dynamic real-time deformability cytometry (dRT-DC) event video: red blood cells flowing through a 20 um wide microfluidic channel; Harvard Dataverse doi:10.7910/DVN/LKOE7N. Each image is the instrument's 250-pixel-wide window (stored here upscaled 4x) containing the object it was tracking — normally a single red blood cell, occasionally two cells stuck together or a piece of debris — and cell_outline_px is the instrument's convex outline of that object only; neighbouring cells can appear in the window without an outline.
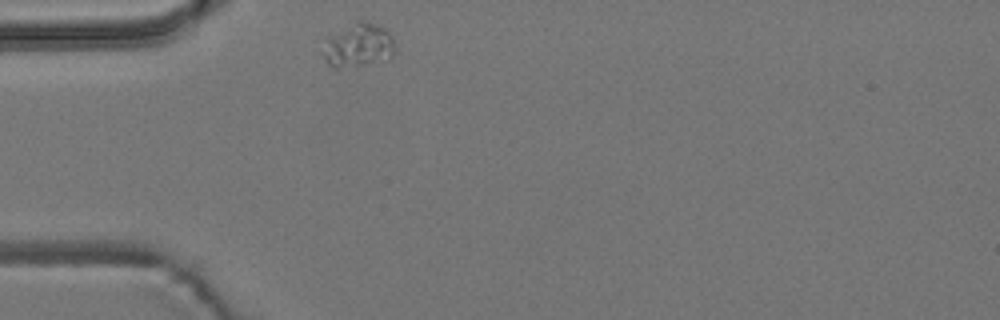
{"species": "common noctule bat (a hibernating species)", "species_latin": "Nyctalus noctula", "temperature_condition": "room temperature", "stored_images_in_passage": 1, "camera_frame_rate_fps": 3000, "um_per_image_px": 0.085, "animal": {"sex": "male", "body_mass_g": 19.2, "forearm_length_mm": 51.8}, "frame": {"image": 1, "passage_image": 1, "time_ms": 0.0, "image_size_px": [1000, 320], "cell_outline_px": [[392, 56], [360, 64], [336, 68], [332, 68], [324, 60], [324, 52], [328, 36], [360, 20], [384, 28], [392, 36]], "centroid_in_image_um": [30.41, 3.84], "position_along_channel_um": 54.6, "area_um2": 17.22}}